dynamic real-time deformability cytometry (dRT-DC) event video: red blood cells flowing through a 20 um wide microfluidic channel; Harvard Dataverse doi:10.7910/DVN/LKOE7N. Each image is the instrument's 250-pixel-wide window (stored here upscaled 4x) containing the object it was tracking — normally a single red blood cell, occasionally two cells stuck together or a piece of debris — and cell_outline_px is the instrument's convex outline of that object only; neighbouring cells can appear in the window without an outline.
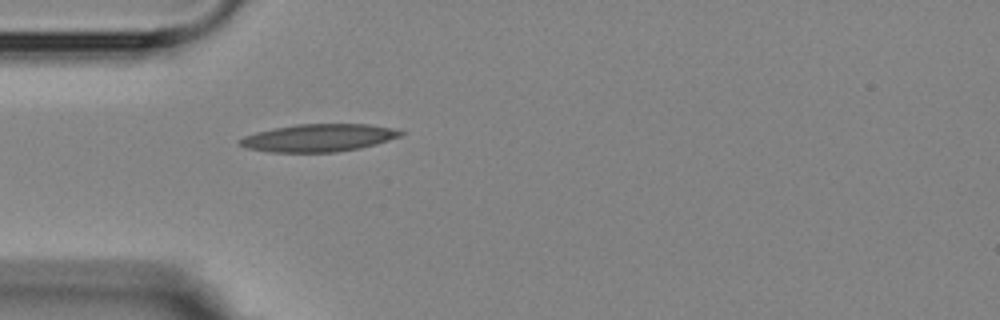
{"species": "Egyptian fruit bat (a non-hibernating species)", "species_latin": "Rousettus aegyptiacus", "temperature_condition": "room temperature", "stored_images_in_passage": 1, "camera_frame_rate_fps": 3000, "um_per_image_px": 0.085, "animal": {"sex": "female"}, "frame": {"image": 1, "passage_image": 1, "time_ms": 0.0, "image_size_px": [1000, 320], "cell_outline_px": [[404, 132], [400, 136], [376, 144], [360, 148], [336, 152], [268, 152], [244, 148], [236, 144], [236, 140], [244, 136], [256, 132], [272, 128], [296, 124], [368, 124], [392, 128]], "centroid_in_image_um": [26.99, 11.72], "position_along_channel_um": 58.0, "area_um2": 26.07}}